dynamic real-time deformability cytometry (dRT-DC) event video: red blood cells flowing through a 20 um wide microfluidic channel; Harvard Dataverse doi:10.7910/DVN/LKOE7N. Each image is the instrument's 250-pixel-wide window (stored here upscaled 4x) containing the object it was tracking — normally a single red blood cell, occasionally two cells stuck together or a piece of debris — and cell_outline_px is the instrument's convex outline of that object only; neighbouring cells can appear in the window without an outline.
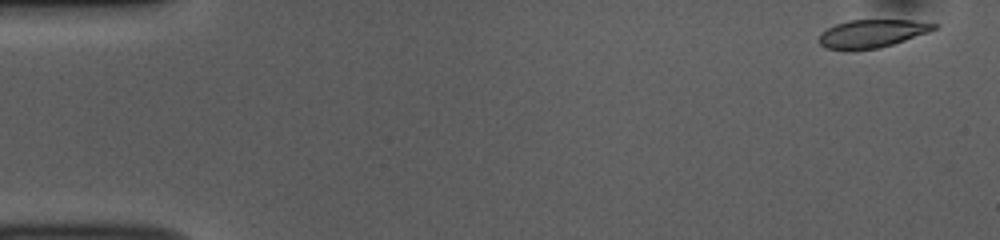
{"species": "common noctule bat (a hibernating species)", "species_latin": "Nyctalus noctula", "temperature_condition": "room temperature", "stored_images_in_passage": 51, "camera_frame_rate_fps": 3000, "um_per_image_px": 0.085, "animal": {"sex": "female", "body_mass_g": 10.0, "forearm_length_mm": 53.1}, "frame": {"image": 1, "passage_image": 1, "time_ms": 0.0, "image_size_px": [1000, 240], "cell_outline_px": [[940, 24], [936, 28], [928, 32], [880, 48], [852, 52], [824, 48], [816, 40], [820, 32], [836, 24], [848, 20], [912, 20]], "centroid_in_image_um": [74.03, 2.88], "position_along_channel_um": 11.0, "area_um2": 19.25}}
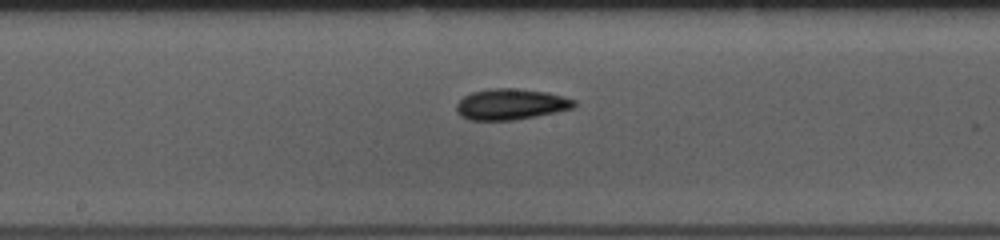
{"frame": {"image": 2, "passage_image": 26, "time_ms": 8.333, "image_size_px": [1000, 240], "cell_outline_px": [[576, 104], [572, 108], [556, 112], [536, 116], [512, 120], [468, 120], [460, 116], [456, 112], [456, 104], [464, 96], [472, 92], [492, 88], [516, 88], [548, 92], [576, 100]], "centroid_in_image_um": [43.4, 8.86], "position_along_channel_um": 204.8, "area_um2": 21.27}}
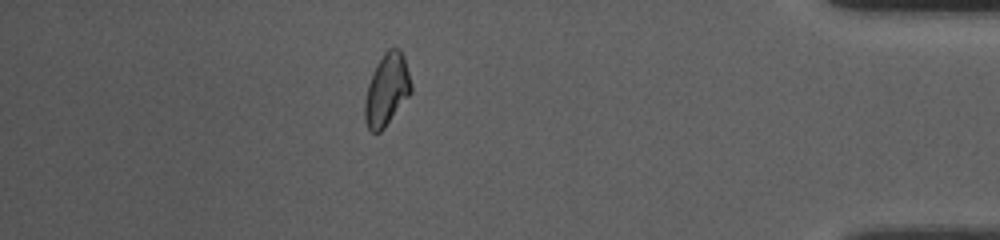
{"frame": {"image": 3, "passage_image": 45, "time_ms": 14.667, "image_size_px": [1000, 240], "cell_outline_px": [[412, 92], [384, 128], [380, 132], [372, 132], [368, 128], [364, 120], [364, 100], [368, 84], [376, 64], [384, 52], [388, 48], [400, 48], [404, 56], [412, 84]], "centroid_in_image_um": [32.87, 7.62], "position_along_channel_um": 402.3, "area_um2": 19.54}, "authors_computed_cell_mechanics": {"area_um2": 20.1722, "velocity_mm_per_s": 3.7832, "shape_relaxation_time_tau1_ms": 5.6514, "shape_relaxation_time_tau2_ms": 9.8192, "deformation_change_tau1": 0.1171, "deformation_change_tau2": 0.1316}}